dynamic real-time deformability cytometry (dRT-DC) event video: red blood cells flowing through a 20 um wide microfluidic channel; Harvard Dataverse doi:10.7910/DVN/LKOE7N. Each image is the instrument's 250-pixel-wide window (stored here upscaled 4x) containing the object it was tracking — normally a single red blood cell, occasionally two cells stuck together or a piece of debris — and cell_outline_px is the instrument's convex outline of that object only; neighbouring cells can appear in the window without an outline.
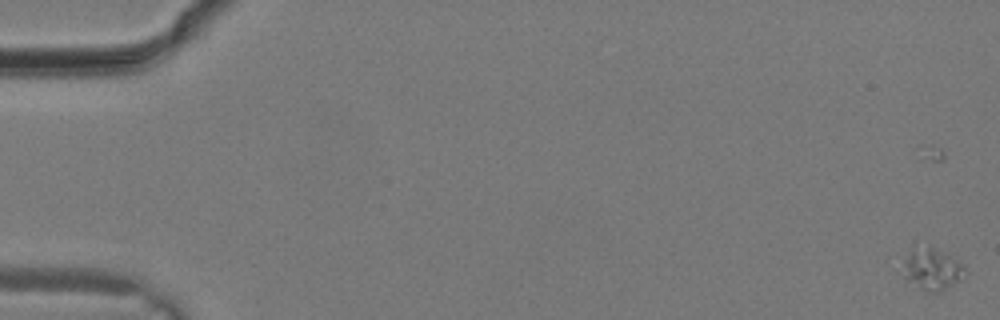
{"species": "common noctule bat (a hibernating species)", "species_latin": "Nyctalus noctula", "temperature_condition": "warm", "stored_images_in_passage": 33, "camera_frame_rate_fps": 3000, "um_per_image_px": 0.085, "animal": {"sex": "male", "body_mass_g": 19.2, "forearm_length_mm": 51.8}, "frame": {"image": 1, "passage_image": 2, "time_ms": 0.333, "image_size_px": [1000, 320], "cell_outline_px": [[964, 268], [960, 280], [940, 292], [928, 292], [920, 288], [896, 272], [912, 244], [932, 248], [948, 256], [960, 264]], "centroid_in_image_um": [79.04, 22.87], "position_along_channel_um": 6.0, "area_um2": 15.14}}
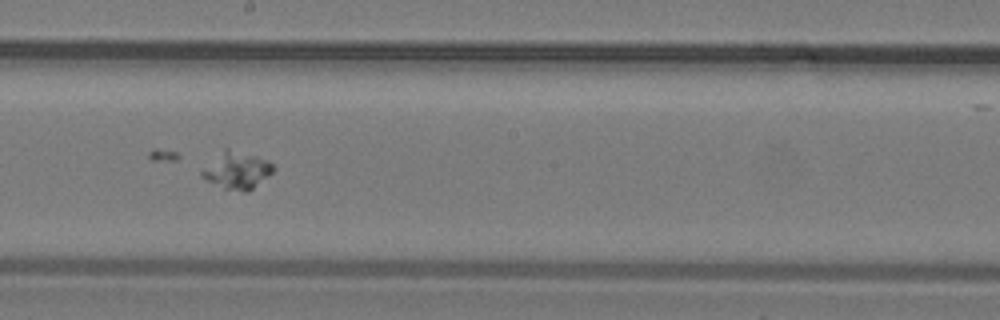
{"frame": {"image": 2, "passage_image": 19, "time_ms": 6.0, "image_size_px": [1000, 320], "cell_outline_px": [[276, 168], [272, 172], [248, 192], [244, 192], [224, 188], [208, 180], [200, 172], [224, 148], [228, 148], [268, 160]], "centroid_in_image_um": [20.17, 14.48], "position_along_channel_um": 228.0, "area_um2": 14.91}}
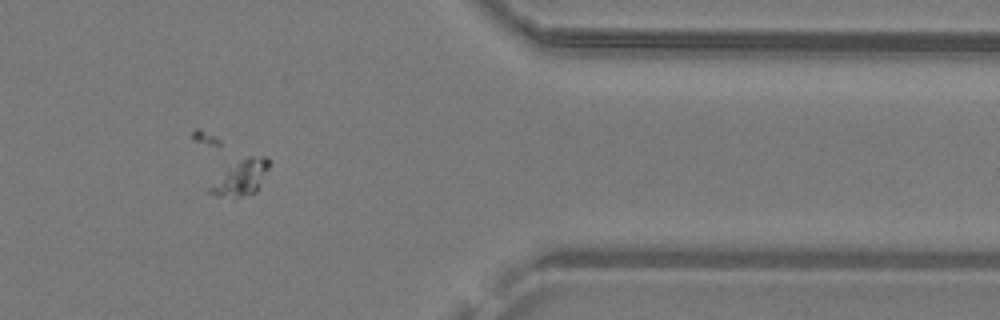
{"frame": {"image": 3, "passage_image": 27, "time_ms": 8.667, "image_size_px": [1000, 320], "cell_outline_px": [[268, 168], [256, 192], [240, 196], [216, 196], [208, 192], [208, 188], [228, 168], [248, 156], [264, 156], [268, 160]], "centroid_in_image_um": [20.48, 15.11], "position_along_channel_um": 390.9, "area_um2": 11.5}}